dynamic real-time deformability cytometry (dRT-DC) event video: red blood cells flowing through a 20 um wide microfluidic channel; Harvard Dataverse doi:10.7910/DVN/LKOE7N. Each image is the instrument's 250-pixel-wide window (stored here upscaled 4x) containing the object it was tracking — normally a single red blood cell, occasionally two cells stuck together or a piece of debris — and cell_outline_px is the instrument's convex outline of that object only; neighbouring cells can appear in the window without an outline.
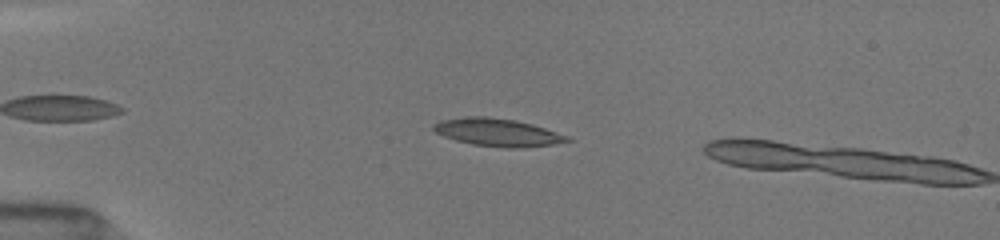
{"species": "common noctule bat (a hibernating species)", "species_latin": "Nyctalus noctula", "temperature_condition": "room temperature", "stored_images_in_passage": 7, "camera_frame_rate_fps": 3000, "um_per_image_px": 0.085, "animal": {"sex": "female", "body_mass_g": 19.5, "forearm_length_mm": 54.1}, "frame": {"image": 1, "passage_image": 6, "time_ms": 1.667, "image_size_px": [1000, 240], "cell_outline_px": [[572, 140], [552, 144], [520, 148], [504, 148], [472, 144], [456, 140], [444, 136], [436, 132], [432, 128], [432, 124], [440, 120], [464, 116], [484, 116], [516, 120], [532, 124], [568, 136]], "centroid_in_image_um": [42.25, 11.24], "position_along_channel_um": 42.8, "area_um2": 21.56}}